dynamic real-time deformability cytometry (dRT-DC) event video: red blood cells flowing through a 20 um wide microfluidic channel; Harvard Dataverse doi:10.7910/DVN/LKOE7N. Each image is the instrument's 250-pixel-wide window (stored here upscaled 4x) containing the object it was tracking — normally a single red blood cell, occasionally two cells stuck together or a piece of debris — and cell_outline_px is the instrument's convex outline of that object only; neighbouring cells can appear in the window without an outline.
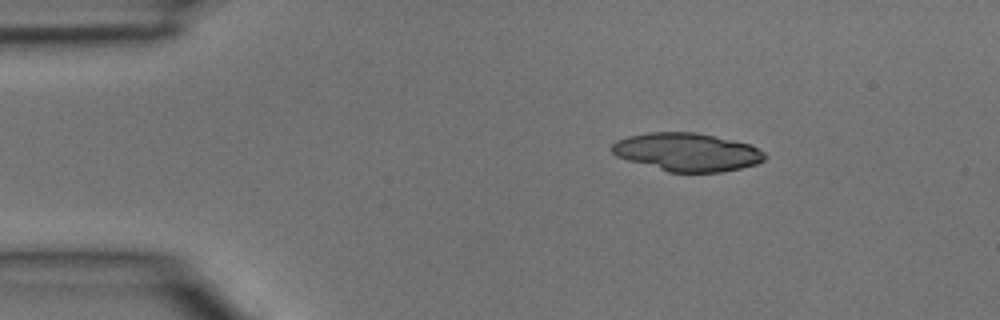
{"species": "common noctule bat (a hibernating species)", "species_latin": "Nyctalus noctula", "temperature_condition": "room temperature", "stored_images_in_passage": 2, "camera_frame_rate_fps": 3000, "um_per_image_px": 0.085, "animal": {"sex": "male", "body_mass_g": 15.6}, "frame": {"image": 1, "passage_image": 1, "time_ms": 0.0, "image_size_px": [1000, 320], "cell_outline_px": [[768, 156], [764, 160], [756, 164], [740, 168], [720, 172], [668, 172], [628, 160], [616, 156], [608, 148], [616, 140], [628, 136], [652, 132], [696, 132], [752, 144], [764, 152]], "centroid_in_image_um": [58.4, 12.92], "position_along_channel_um": 26.6, "area_um2": 34.16}}